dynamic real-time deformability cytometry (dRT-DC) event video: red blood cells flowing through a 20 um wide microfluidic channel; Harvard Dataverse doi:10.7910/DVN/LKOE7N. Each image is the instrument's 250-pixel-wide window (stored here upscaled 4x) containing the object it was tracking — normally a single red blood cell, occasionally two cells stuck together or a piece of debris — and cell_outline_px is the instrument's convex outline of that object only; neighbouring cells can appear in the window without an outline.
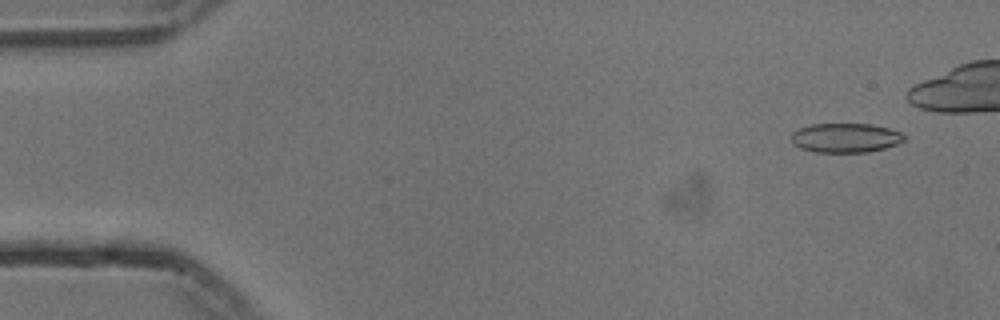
{"species": "common noctule bat (a hibernating species)", "species_latin": "Nyctalus noctula", "temperature_condition": "cold", "stored_images_in_passage": 45, "camera_frame_rate_fps": 3000, "um_per_image_px": 0.085, "animal": {"sex": "male", "body_mass_g": 13.3}, "frame": {"image": 1, "passage_image": 4, "time_ms": 1.0, "image_size_px": [1000, 320], "cell_outline_px": [[904, 140], [896, 144], [884, 148], [868, 152], [816, 152], [800, 148], [792, 144], [792, 132], [800, 128], [812, 124], [872, 124], [888, 128], [900, 132], [904, 136]], "centroid_in_image_um": [71.84, 11.72], "position_along_channel_um": 13.2, "area_um2": 19.19}}
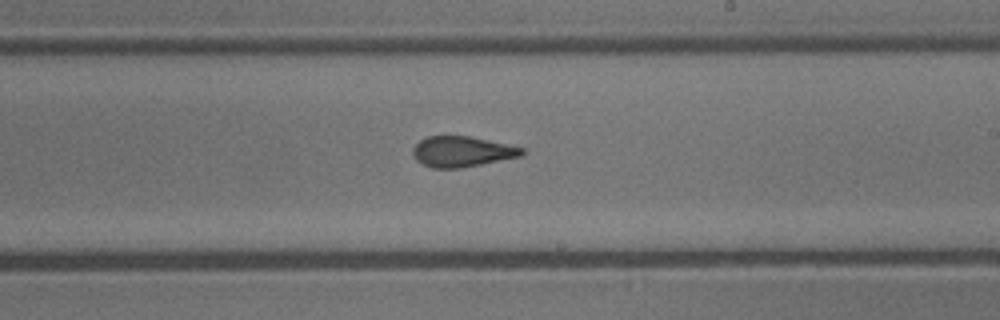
{"frame": {"image": 2, "passage_image": 32, "time_ms": 10.333, "image_size_px": [1000, 320], "cell_outline_px": [[524, 152], [520, 156], [460, 168], [432, 168], [416, 160], [412, 152], [412, 148], [420, 140], [428, 136], [468, 136], [524, 148]], "centroid_in_image_um": [39.22, 12.88], "position_along_channel_um": 249.8, "area_um2": 19.07}}
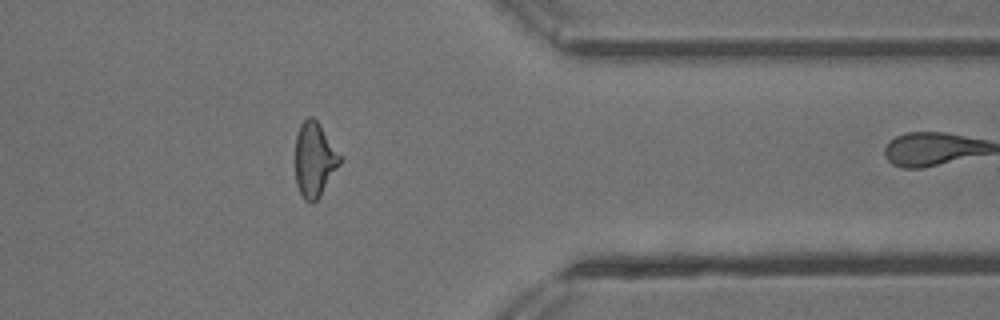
{"frame": {"image": 3, "passage_image": 44, "time_ms": 14.333, "image_size_px": [1000, 320], "cell_outline_px": [[344, 160], [320, 196], [312, 204], [304, 200], [296, 184], [296, 136], [300, 124], [308, 116], [312, 116], [320, 124], [344, 156]], "centroid_in_image_um": [26.79, 13.55], "position_along_channel_um": 384.6, "area_um2": 19.94}}